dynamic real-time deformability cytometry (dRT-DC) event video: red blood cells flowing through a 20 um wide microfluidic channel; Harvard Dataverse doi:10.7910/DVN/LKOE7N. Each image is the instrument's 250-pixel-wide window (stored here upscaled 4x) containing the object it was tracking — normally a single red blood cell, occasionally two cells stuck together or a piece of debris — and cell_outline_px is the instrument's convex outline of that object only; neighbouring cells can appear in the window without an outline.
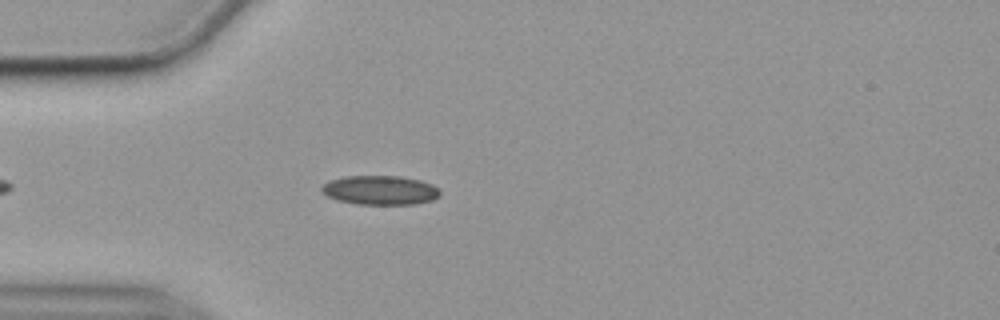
{"species": "common noctule bat (a hibernating species)", "species_latin": "Nyctalus noctula", "temperature_condition": "cold", "stored_images_in_passage": 48, "camera_frame_rate_fps": 3000, "um_per_image_px": 0.085, "animal": {"sex": "female", "body_mass_g": 19.9}, "frame": {"image": 1, "passage_image": 8, "time_ms": 2.333, "image_size_px": [1000, 320], "cell_outline_px": [[440, 196], [432, 200], [412, 204], [356, 204], [336, 200], [328, 196], [320, 188], [324, 184], [332, 180], [344, 176], [400, 176], [420, 180], [432, 184], [440, 192]], "centroid_in_image_um": [32.32, 16.16], "position_along_channel_um": 52.7, "area_um2": 20.0}}
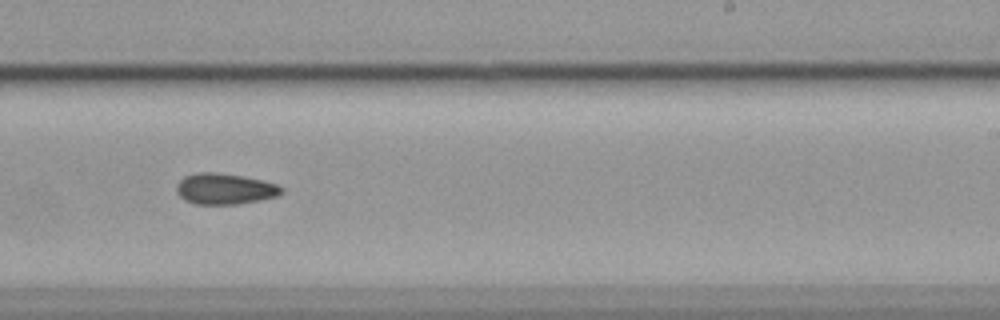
{"frame": {"image": 2, "passage_image": 27, "time_ms": 8.667, "image_size_px": [1000, 320], "cell_outline_px": [[284, 192], [276, 196], [260, 200], [236, 204], [196, 204], [184, 200], [176, 192], [176, 184], [184, 176], [200, 172], [212, 172], [240, 176], [264, 180], [276, 184], [284, 188]], "centroid_in_image_um": [19.1, 16.05], "position_along_channel_um": 269.9, "area_um2": 18.9}}
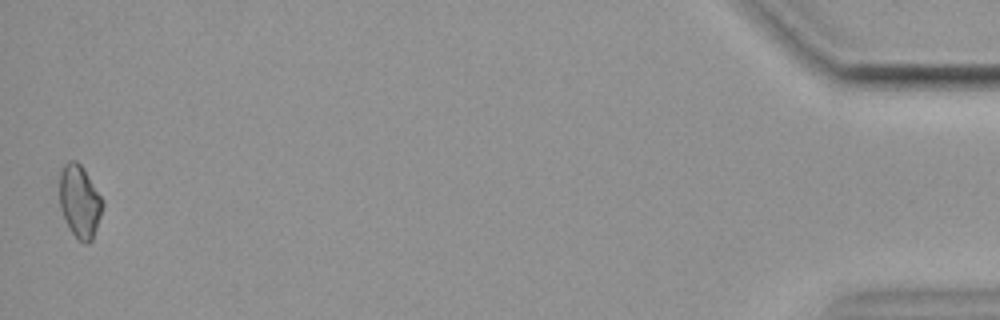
{"frame": {"image": 3, "passage_image": 48, "time_ms": 15.667, "image_size_px": [1000, 320], "cell_outline_px": [[104, 204], [92, 240], [88, 244], [84, 244], [72, 232], [60, 208], [60, 172], [64, 164], [68, 160], [76, 160], [80, 164], [104, 200]], "centroid_in_image_um": [6.78, 17.1], "position_along_channel_um": 428.4, "area_um2": 17.98}, "authors_computed_cell_mechanics": {"area_um2": 18.8139, "velocity_mm_per_s": 3.5599, "shape_relaxation_time_tau1_ms": null, "shape_relaxation_time_tau2_ms": 10.9661, "deformation_change_tau1": null, "deformation_change_tau2": 0.1494}}